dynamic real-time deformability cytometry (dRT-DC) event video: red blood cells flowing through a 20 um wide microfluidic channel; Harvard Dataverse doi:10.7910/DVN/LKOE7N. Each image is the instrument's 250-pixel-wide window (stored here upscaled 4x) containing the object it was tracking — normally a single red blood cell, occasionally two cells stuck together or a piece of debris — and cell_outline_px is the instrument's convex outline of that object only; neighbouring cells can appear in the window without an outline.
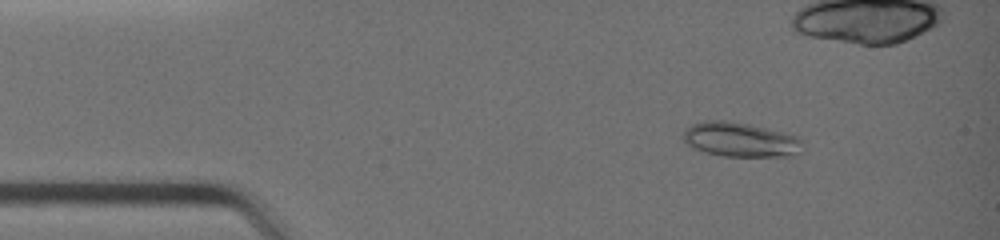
{"species": "common noctule bat (a hibernating species)", "species_latin": "Nyctalus noctula", "temperature_condition": "warm", "stored_images_in_passage": 8, "camera_frame_rate_fps": 3000, "um_per_image_px": 0.085, "animal": {"sex": "female", "body_mass_g": 19.0, "forearm_length_mm": 51.5}, "frame": {"image": 1, "passage_image": 1, "time_ms": 0.0, "image_size_px": [1000, 240], "cell_outline_px": [[800, 152], [792, 156], [724, 156], [704, 152], [688, 144], [684, 140], [684, 132], [692, 124], [704, 120], [724, 120], [748, 124], [796, 136], [800, 140]], "centroid_in_image_um": [62.9, 11.87], "position_along_channel_um": 22.1, "area_um2": 23.47}}